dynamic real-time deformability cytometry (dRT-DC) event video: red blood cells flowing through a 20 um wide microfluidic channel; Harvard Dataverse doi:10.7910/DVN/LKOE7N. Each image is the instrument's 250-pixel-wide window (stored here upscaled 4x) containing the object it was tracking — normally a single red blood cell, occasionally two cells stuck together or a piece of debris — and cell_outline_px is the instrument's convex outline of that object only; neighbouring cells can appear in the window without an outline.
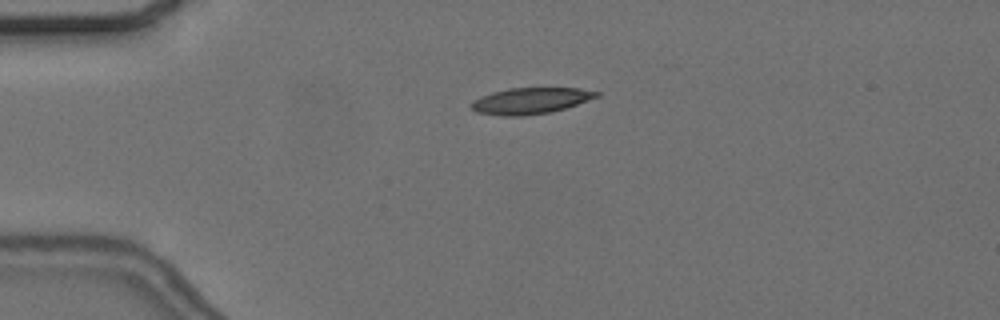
{"species": "common noctule bat (a hibernating species)", "species_latin": "Nyctalus noctula", "temperature_condition": "cold", "stored_images_in_passage": 18, "camera_frame_rate_fps": 3000, "um_per_image_px": 0.085, "animal": {"sex": "female", "body_mass_g": 24.6, "forearm_length_mm": 56.2}, "frame": {"image": 1, "passage_image": 3, "time_ms": 0.667, "image_size_px": [1000, 320], "cell_outline_px": [[600, 96], [552, 112], [524, 116], [500, 116], [476, 112], [468, 104], [472, 100], [480, 96], [492, 92], [508, 88], [580, 88], [600, 92]], "centroid_in_image_um": [45.05, 8.57], "position_along_channel_um": 40.0, "area_um2": 19.31}}
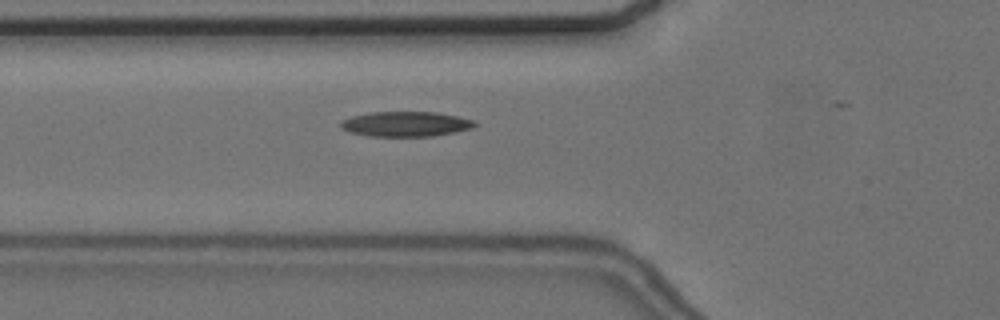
{"frame": {"image": 2, "passage_image": 10, "time_ms": 3.0, "image_size_px": [1000, 320], "cell_outline_px": [[476, 124], [472, 128], [456, 132], [432, 136], [368, 136], [352, 132], [340, 128], [340, 120], [352, 116], [368, 112], [436, 112], [456, 116], [472, 120]], "centroid_in_image_um": [34.44, 10.54], "position_along_channel_um": 91.4, "area_um2": 19.48}}
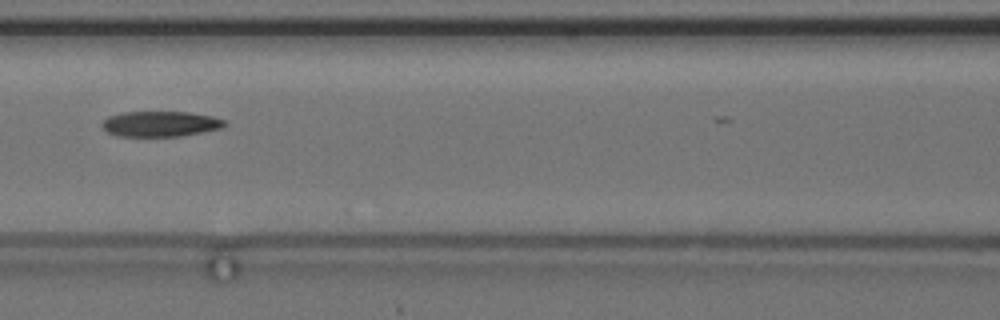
{"frame": {"image": 3, "passage_image": 15, "time_ms": 4.667, "image_size_px": [1000, 320], "cell_outline_px": [[228, 124], [220, 128], [180, 136], [116, 136], [108, 132], [100, 124], [108, 116], [124, 112], [188, 112], [212, 116], [224, 120]], "centroid_in_image_um": [13.61, 10.52], "position_along_channel_um": 153.0, "area_um2": 18.03}}